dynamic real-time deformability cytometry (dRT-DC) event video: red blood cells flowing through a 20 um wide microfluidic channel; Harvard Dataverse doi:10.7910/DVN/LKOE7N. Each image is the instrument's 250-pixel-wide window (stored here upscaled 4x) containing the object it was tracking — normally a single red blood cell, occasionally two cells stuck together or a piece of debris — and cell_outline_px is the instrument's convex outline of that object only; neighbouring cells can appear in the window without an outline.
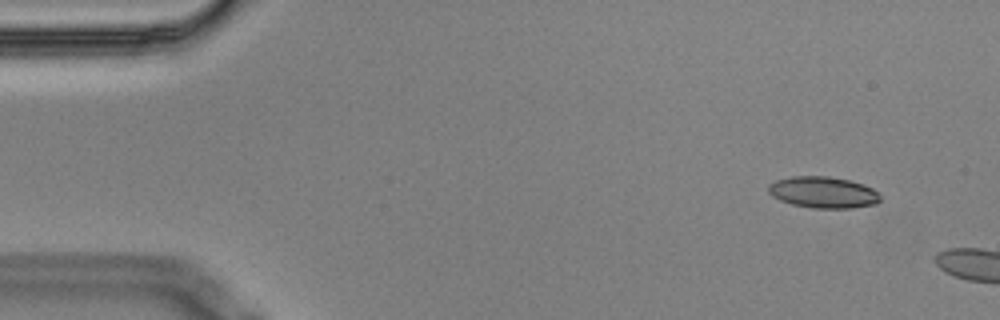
{"species": "Egyptian fruit bat (a non-hibernating species)", "species_latin": "Rousettus aegyptiacus", "temperature_condition": "cold", "stored_images_in_passage": 2, "camera_frame_rate_fps": 3000, "um_per_image_px": 0.085, "animal": {"sex": "male"}, "frame": {"image": 1, "passage_image": 1, "time_ms": 0.0, "image_size_px": [1000, 320], "cell_outline_px": [[880, 200], [876, 204], [852, 208], [812, 208], [792, 204], [780, 200], [772, 196], [768, 192], [768, 184], [776, 180], [792, 176], [828, 176], [848, 180], [864, 184], [872, 188], [880, 196]], "centroid_in_image_um": [69.95, 16.35], "position_along_channel_um": 15.0, "area_um2": 20.52}}